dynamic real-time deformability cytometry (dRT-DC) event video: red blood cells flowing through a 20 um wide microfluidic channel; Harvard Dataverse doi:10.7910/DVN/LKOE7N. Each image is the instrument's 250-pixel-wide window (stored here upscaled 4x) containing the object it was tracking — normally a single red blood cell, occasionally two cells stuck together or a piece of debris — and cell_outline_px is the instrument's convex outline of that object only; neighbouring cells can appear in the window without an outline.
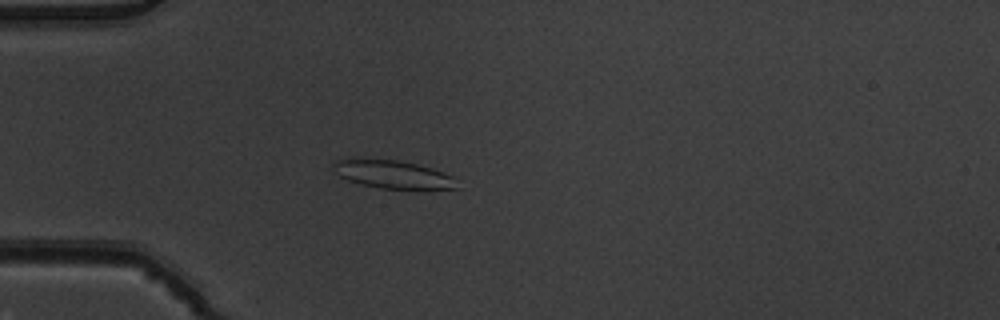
{"species": "common noctule bat (a hibernating species)", "species_latin": "Nyctalus noctula", "temperature_condition": "warm", "stored_images_in_passage": 6, "camera_frame_rate_fps": 3000, "um_per_image_px": 0.085, "animal": {"sex": "male", "body_mass_g": 19.5, "forearm_length_mm": 54.6}, "frame": {"image": 1, "passage_image": 5, "time_ms": 1.333, "image_size_px": [1000, 320], "cell_outline_px": [[460, 188], [420, 192], [416, 192], [380, 188], [348, 180], [340, 176], [336, 172], [332, 164], [336, 160], [352, 156], [396, 160], [416, 164], [432, 168], [444, 172], [452, 176]], "centroid_in_image_um": [33.45, 14.84], "position_along_channel_um": 51.6, "area_um2": 21.5}}